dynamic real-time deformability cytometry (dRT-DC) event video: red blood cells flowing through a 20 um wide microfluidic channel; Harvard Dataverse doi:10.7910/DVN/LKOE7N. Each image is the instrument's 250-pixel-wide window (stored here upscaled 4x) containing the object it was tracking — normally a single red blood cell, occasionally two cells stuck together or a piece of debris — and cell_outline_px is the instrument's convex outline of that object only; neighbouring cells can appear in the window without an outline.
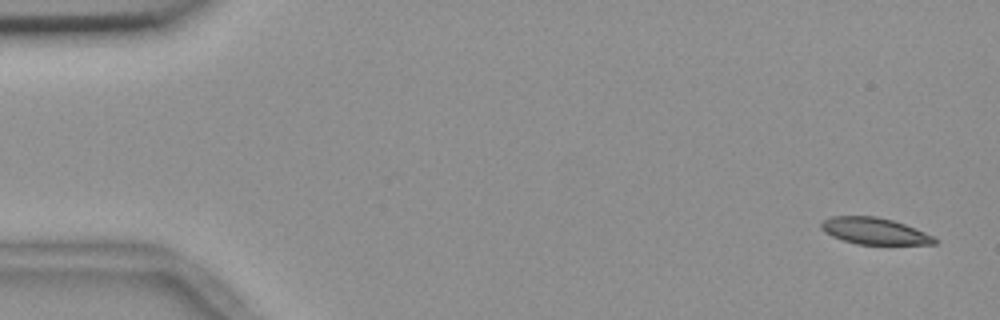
{"species": "common noctule bat (a hibernating species)", "species_latin": "Nyctalus noctula", "temperature_condition": "room temperature", "stored_images_in_passage": 4, "camera_frame_rate_fps": 3000, "um_per_image_px": 0.085, "animal": {"sex": "female", "body_mass_g": 18.4}, "frame": {"image": 1, "passage_image": 1, "time_ms": 0.0, "image_size_px": [1000, 320], "cell_outline_px": [[940, 240], [936, 244], [856, 244], [832, 236], [824, 232], [820, 228], [820, 220], [832, 216], [876, 216], [892, 220], [904, 224], [924, 232]], "centroid_in_image_um": [74.29, 19.63], "position_along_channel_um": 10.7, "area_um2": 17.57}}